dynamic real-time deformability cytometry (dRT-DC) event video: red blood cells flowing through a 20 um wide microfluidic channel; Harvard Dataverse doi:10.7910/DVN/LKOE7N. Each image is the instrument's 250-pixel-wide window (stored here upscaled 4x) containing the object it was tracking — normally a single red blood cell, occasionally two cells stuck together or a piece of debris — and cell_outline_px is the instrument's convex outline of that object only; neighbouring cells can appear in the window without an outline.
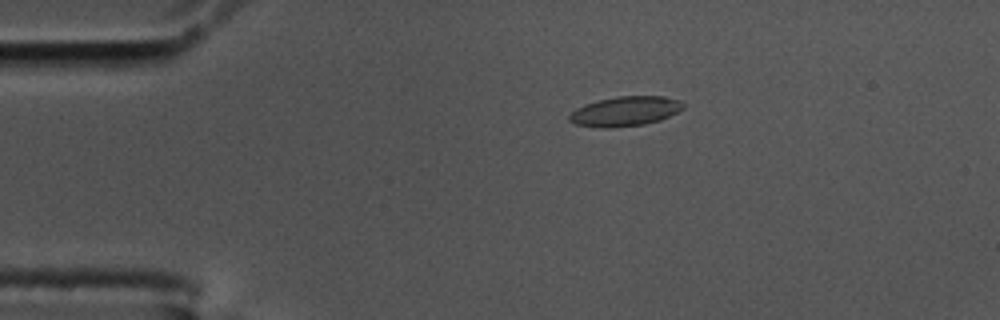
{"species": "common noctule bat (a hibernating species)", "species_latin": "Nyctalus noctula", "temperature_condition": "cold", "stored_images_in_passage": 47, "camera_frame_rate_fps": 3000, "um_per_image_px": 0.085, "animal": {"sex": "male", "body_mass_g": 17.5, "forearm_length_mm": 52.3}, "frame": {"image": 1, "passage_image": 1, "time_ms": 0.0, "image_size_px": [1000, 320], "cell_outline_px": [[684, 108], [660, 120], [644, 124], [616, 128], [596, 128], [576, 124], [568, 120], [568, 116], [576, 108], [584, 104], [596, 100], [616, 96], [664, 96], [680, 100], [684, 104]], "centroid_in_image_um": [53.1, 9.46], "position_along_channel_um": 31.9, "area_um2": 19.94}}
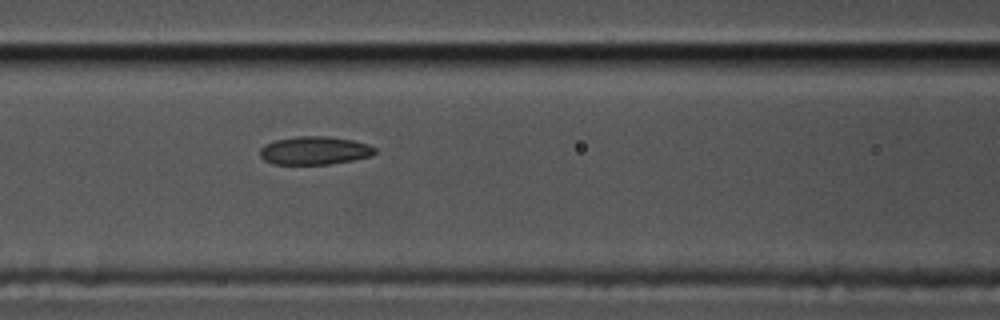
{"frame": {"image": 2, "passage_image": 14, "time_ms": 4.333, "image_size_px": [1000, 320], "cell_outline_px": [[376, 152], [372, 156], [352, 160], [328, 164], [272, 164], [264, 160], [260, 156], [260, 148], [264, 144], [276, 140], [296, 136], [328, 136], [352, 140], [368, 144], [376, 148]], "centroid_in_image_um": [26.73, 12.79], "position_along_channel_um": 139.9, "area_um2": 18.96}}
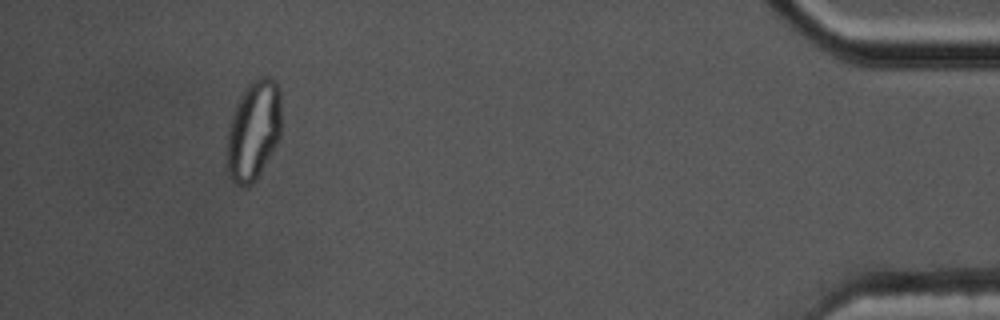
{"frame": {"image": 3, "passage_image": 43, "time_ms": 14.0, "image_size_px": [1000, 320], "cell_outline_px": [[280, 136], [276, 144], [256, 180], [248, 188], [244, 188], [236, 184], [232, 180], [228, 172], [228, 124], [232, 112], [244, 88], [256, 76], [268, 76], [280, 88]], "centroid_in_image_um": [21.54, 11.07], "position_along_channel_um": 413.7, "area_um2": 31.73}, "authors_computed_cell_mechanics": {"area_um2": 19.9988, "velocity_mm_per_s": 3.5112, "shape_relaxation_time_tau1_ms": null, "shape_relaxation_time_tau2_ms": 1.6107, "deformation_change_tau1": null, "deformation_change_tau2": 0.0726}}